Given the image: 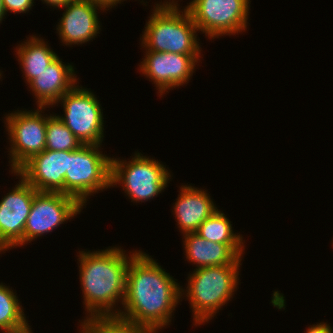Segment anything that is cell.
<instances>
[{
  "mask_svg": "<svg viewBox=\"0 0 333 333\" xmlns=\"http://www.w3.org/2000/svg\"><path fill=\"white\" fill-rule=\"evenodd\" d=\"M83 206L63 193L37 192L28 215L23 233V245L43 234L52 232L60 224L76 216Z\"/></svg>",
  "mask_w": 333,
  "mask_h": 333,
  "instance_id": "cell-10",
  "label": "cell"
},
{
  "mask_svg": "<svg viewBox=\"0 0 333 333\" xmlns=\"http://www.w3.org/2000/svg\"><path fill=\"white\" fill-rule=\"evenodd\" d=\"M41 1H43V3H46L49 6H53V7L61 9L68 3L75 1V0H41Z\"/></svg>",
  "mask_w": 333,
  "mask_h": 333,
  "instance_id": "cell-26",
  "label": "cell"
},
{
  "mask_svg": "<svg viewBox=\"0 0 333 333\" xmlns=\"http://www.w3.org/2000/svg\"><path fill=\"white\" fill-rule=\"evenodd\" d=\"M20 333H33V332H32V330H31V328H29V329H27V330H25V331H23V332H20Z\"/></svg>",
  "mask_w": 333,
  "mask_h": 333,
  "instance_id": "cell-28",
  "label": "cell"
},
{
  "mask_svg": "<svg viewBox=\"0 0 333 333\" xmlns=\"http://www.w3.org/2000/svg\"><path fill=\"white\" fill-rule=\"evenodd\" d=\"M181 287L149 254L139 250L127 269L123 311L119 316L156 333L171 322L184 295Z\"/></svg>",
  "mask_w": 333,
  "mask_h": 333,
  "instance_id": "cell-1",
  "label": "cell"
},
{
  "mask_svg": "<svg viewBox=\"0 0 333 333\" xmlns=\"http://www.w3.org/2000/svg\"><path fill=\"white\" fill-rule=\"evenodd\" d=\"M306 333H333V329L324 322L309 326Z\"/></svg>",
  "mask_w": 333,
  "mask_h": 333,
  "instance_id": "cell-24",
  "label": "cell"
},
{
  "mask_svg": "<svg viewBox=\"0 0 333 333\" xmlns=\"http://www.w3.org/2000/svg\"><path fill=\"white\" fill-rule=\"evenodd\" d=\"M186 260L202 267L235 264L242 258L243 243H218L202 238L196 232L183 234Z\"/></svg>",
  "mask_w": 333,
  "mask_h": 333,
  "instance_id": "cell-16",
  "label": "cell"
},
{
  "mask_svg": "<svg viewBox=\"0 0 333 333\" xmlns=\"http://www.w3.org/2000/svg\"><path fill=\"white\" fill-rule=\"evenodd\" d=\"M241 260L240 258L235 264L194 269L189 274L185 295L194 315L193 325L211 320L233 298L239 283Z\"/></svg>",
  "mask_w": 333,
  "mask_h": 333,
  "instance_id": "cell-4",
  "label": "cell"
},
{
  "mask_svg": "<svg viewBox=\"0 0 333 333\" xmlns=\"http://www.w3.org/2000/svg\"><path fill=\"white\" fill-rule=\"evenodd\" d=\"M81 333H153L150 329L119 315L95 316L80 323Z\"/></svg>",
  "mask_w": 333,
  "mask_h": 333,
  "instance_id": "cell-20",
  "label": "cell"
},
{
  "mask_svg": "<svg viewBox=\"0 0 333 333\" xmlns=\"http://www.w3.org/2000/svg\"><path fill=\"white\" fill-rule=\"evenodd\" d=\"M165 1L153 7L142 39L140 38L141 46L146 51L201 55L202 50L197 41L199 30L187 8L180 11L179 4L176 3L178 1Z\"/></svg>",
  "mask_w": 333,
  "mask_h": 333,
  "instance_id": "cell-3",
  "label": "cell"
},
{
  "mask_svg": "<svg viewBox=\"0 0 333 333\" xmlns=\"http://www.w3.org/2000/svg\"><path fill=\"white\" fill-rule=\"evenodd\" d=\"M10 286L0 283V331L20 333L30 328L22 305Z\"/></svg>",
  "mask_w": 333,
  "mask_h": 333,
  "instance_id": "cell-19",
  "label": "cell"
},
{
  "mask_svg": "<svg viewBox=\"0 0 333 333\" xmlns=\"http://www.w3.org/2000/svg\"><path fill=\"white\" fill-rule=\"evenodd\" d=\"M83 145L69 128L58 118L51 114L46 126V150L73 151Z\"/></svg>",
  "mask_w": 333,
  "mask_h": 333,
  "instance_id": "cell-22",
  "label": "cell"
},
{
  "mask_svg": "<svg viewBox=\"0 0 333 333\" xmlns=\"http://www.w3.org/2000/svg\"><path fill=\"white\" fill-rule=\"evenodd\" d=\"M125 250L109 247L98 251H79V276L84 305L88 313L86 319L95 316L119 315L116 302L123 304L126 289V276L130 260L139 252L128 256ZM115 307H114V306ZM118 310V311H117Z\"/></svg>",
  "mask_w": 333,
  "mask_h": 333,
  "instance_id": "cell-2",
  "label": "cell"
},
{
  "mask_svg": "<svg viewBox=\"0 0 333 333\" xmlns=\"http://www.w3.org/2000/svg\"><path fill=\"white\" fill-rule=\"evenodd\" d=\"M101 145L83 144L69 151L64 194L74 197L82 206L93 193L111 186V157L103 155Z\"/></svg>",
  "mask_w": 333,
  "mask_h": 333,
  "instance_id": "cell-5",
  "label": "cell"
},
{
  "mask_svg": "<svg viewBox=\"0 0 333 333\" xmlns=\"http://www.w3.org/2000/svg\"><path fill=\"white\" fill-rule=\"evenodd\" d=\"M139 65L142 74L153 81L159 96L179 85L187 84L194 73L200 55L146 51Z\"/></svg>",
  "mask_w": 333,
  "mask_h": 333,
  "instance_id": "cell-11",
  "label": "cell"
},
{
  "mask_svg": "<svg viewBox=\"0 0 333 333\" xmlns=\"http://www.w3.org/2000/svg\"><path fill=\"white\" fill-rule=\"evenodd\" d=\"M18 61L21 63L22 73L27 84L38 77L39 73L57 57V54L44 42L43 39L30 36L26 42L16 47Z\"/></svg>",
  "mask_w": 333,
  "mask_h": 333,
  "instance_id": "cell-18",
  "label": "cell"
},
{
  "mask_svg": "<svg viewBox=\"0 0 333 333\" xmlns=\"http://www.w3.org/2000/svg\"><path fill=\"white\" fill-rule=\"evenodd\" d=\"M0 201V253L23 245V233L34 195L38 192L21 176Z\"/></svg>",
  "mask_w": 333,
  "mask_h": 333,
  "instance_id": "cell-12",
  "label": "cell"
},
{
  "mask_svg": "<svg viewBox=\"0 0 333 333\" xmlns=\"http://www.w3.org/2000/svg\"><path fill=\"white\" fill-rule=\"evenodd\" d=\"M180 191L173 206L178 228L182 234L196 232L198 227L218 209L206 190L189 184V186L182 185Z\"/></svg>",
  "mask_w": 333,
  "mask_h": 333,
  "instance_id": "cell-17",
  "label": "cell"
},
{
  "mask_svg": "<svg viewBox=\"0 0 333 333\" xmlns=\"http://www.w3.org/2000/svg\"><path fill=\"white\" fill-rule=\"evenodd\" d=\"M45 107L34 111L17 110L6 115L7 134L9 136L11 172H16L32 156L45 150L47 119L43 116Z\"/></svg>",
  "mask_w": 333,
  "mask_h": 333,
  "instance_id": "cell-9",
  "label": "cell"
},
{
  "mask_svg": "<svg viewBox=\"0 0 333 333\" xmlns=\"http://www.w3.org/2000/svg\"><path fill=\"white\" fill-rule=\"evenodd\" d=\"M62 8L65 10L56 30L63 44L82 45L99 34L97 10L105 11L101 6L89 0H75Z\"/></svg>",
  "mask_w": 333,
  "mask_h": 333,
  "instance_id": "cell-14",
  "label": "cell"
},
{
  "mask_svg": "<svg viewBox=\"0 0 333 333\" xmlns=\"http://www.w3.org/2000/svg\"><path fill=\"white\" fill-rule=\"evenodd\" d=\"M231 221L220 210L207 218L196 231L202 238L218 243H244L240 234L234 233Z\"/></svg>",
  "mask_w": 333,
  "mask_h": 333,
  "instance_id": "cell-21",
  "label": "cell"
},
{
  "mask_svg": "<svg viewBox=\"0 0 333 333\" xmlns=\"http://www.w3.org/2000/svg\"><path fill=\"white\" fill-rule=\"evenodd\" d=\"M34 0H3L5 14L8 11L13 13H26L31 10Z\"/></svg>",
  "mask_w": 333,
  "mask_h": 333,
  "instance_id": "cell-23",
  "label": "cell"
},
{
  "mask_svg": "<svg viewBox=\"0 0 333 333\" xmlns=\"http://www.w3.org/2000/svg\"><path fill=\"white\" fill-rule=\"evenodd\" d=\"M62 103L64 117L58 118L82 144L102 145L104 137L103 110L97 97L82 86H74L56 103Z\"/></svg>",
  "mask_w": 333,
  "mask_h": 333,
  "instance_id": "cell-8",
  "label": "cell"
},
{
  "mask_svg": "<svg viewBox=\"0 0 333 333\" xmlns=\"http://www.w3.org/2000/svg\"><path fill=\"white\" fill-rule=\"evenodd\" d=\"M89 1L101 6L105 10H107L106 8H108L109 10V8L111 9L112 6L114 8L116 4L121 3L125 0H89Z\"/></svg>",
  "mask_w": 333,
  "mask_h": 333,
  "instance_id": "cell-25",
  "label": "cell"
},
{
  "mask_svg": "<svg viewBox=\"0 0 333 333\" xmlns=\"http://www.w3.org/2000/svg\"><path fill=\"white\" fill-rule=\"evenodd\" d=\"M69 151L44 150L32 156L16 172L38 192L63 193Z\"/></svg>",
  "mask_w": 333,
  "mask_h": 333,
  "instance_id": "cell-13",
  "label": "cell"
},
{
  "mask_svg": "<svg viewBox=\"0 0 333 333\" xmlns=\"http://www.w3.org/2000/svg\"><path fill=\"white\" fill-rule=\"evenodd\" d=\"M5 15L6 14H5V11H4L3 0H0V23L2 22Z\"/></svg>",
  "mask_w": 333,
  "mask_h": 333,
  "instance_id": "cell-27",
  "label": "cell"
},
{
  "mask_svg": "<svg viewBox=\"0 0 333 333\" xmlns=\"http://www.w3.org/2000/svg\"><path fill=\"white\" fill-rule=\"evenodd\" d=\"M250 0H192L186 8L198 30L210 39L247 29Z\"/></svg>",
  "mask_w": 333,
  "mask_h": 333,
  "instance_id": "cell-7",
  "label": "cell"
},
{
  "mask_svg": "<svg viewBox=\"0 0 333 333\" xmlns=\"http://www.w3.org/2000/svg\"><path fill=\"white\" fill-rule=\"evenodd\" d=\"M170 177L161 162L139 152H135L128 162L114 157L111 159V187L123 184L126 195L136 203L158 196L168 186Z\"/></svg>",
  "mask_w": 333,
  "mask_h": 333,
  "instance_id": "cell-6",
  "label": "cell"
},
{
  "mask_svg": "<svg viewBox=\"0 0 333 333\" xmlns=\"http://www.w3.org/2000/svg\"><path fill=\"white\" fill-rule=\"evenodd\" d=\"M63 63L57 56L38 77L28 83L37 100V107H52L66 92L77 85L74 66Z\"/></svg>",
  "mask_w": 333,
  "mask_h": 333,
  "instance_id": "cell-15",
  "label": "cell"
}]
</instances>
